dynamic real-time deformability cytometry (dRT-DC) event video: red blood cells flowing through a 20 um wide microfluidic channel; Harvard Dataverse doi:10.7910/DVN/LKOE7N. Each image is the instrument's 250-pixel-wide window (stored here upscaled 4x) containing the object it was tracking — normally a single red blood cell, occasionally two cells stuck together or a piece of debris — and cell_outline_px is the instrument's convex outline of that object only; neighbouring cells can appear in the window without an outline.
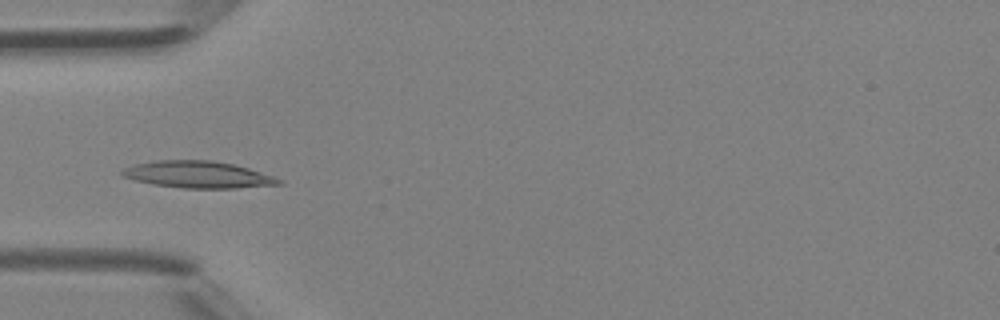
{"species": "Egyptian fruit bat (a non-hibernating species)", "species_latin": "Rousettus aegyptiacus", "temperature_condition": "room temperature", "stored_images_in_passage": 36, "camera_frame_rate_fps": 3000, "um_per_image_px": 0.085, "animal": {"sex": "female"}, "frame": {"image": 1, "passage_image": 5, "time_ms": 1.333, "image_size_px": [1000, 320], "cell_outline_px": [[284, 184], [236, 188], [184, 188], [152, 184], [120, 176], [120, 172], [124, 168], [132, 164], [156, 160], [212, 160], [232, 164], [248, 168], [284, 180]], "centroid_in_image_um": [16.8, 14.84], "position_along_channel_um": 68.2, "area_um2": 24.57}}
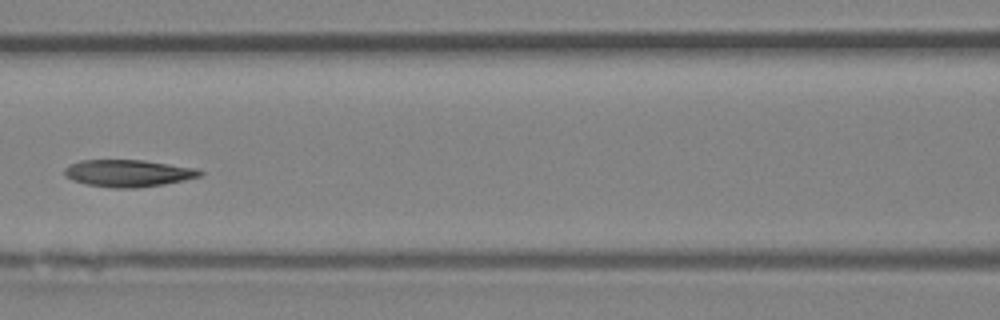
{"frame": {"image": 2, "passage_image": 11, "time_ms": 3.333, "image_size_px": [1000, 320], "cell_outline_px": [[204, 172], [200, 176], [184, 180], [164, 184], [136, 188], [112, 188], [84, 184], [72, 180], [64, 176], [64, 168], [80, 160], [144, 160], [196, 168]], "centroid_in_image_um": [10.87, 14.73], "position_along_channel_um": 155.7, "area_um2": 21.44}}
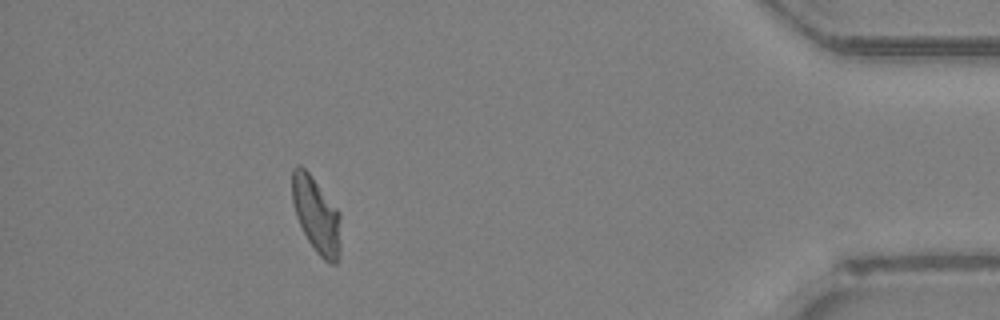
{"frame": {"image": 3, "passage_image": 32, "time_ms": 10.333, "image_size_px": [1000, 320], "cell_outline_px": [[340, 256], [336, 264], [332, 264], [324, 260], [316, 252], [308, 240], [296, 216], [292, 200], [292, 168], [296, 164], [300, 164], [308, 172], [340, 212]], "centroid_in_image_um": [26.89, 18.28], "position_along_channel_um": 408.3, "area_um2": 21.44}, "authors_computed_cell_mechanics": {"area_um2": 21.1548, "velocity_mm_per_s": 4.3989, "shape_relaxation_time_tau1_ms": null, "shape_relaxation_time_tau2_ms": 7.1199, "deformation_change_tau1": null, "deformation_change_tau2": 0.1453}}